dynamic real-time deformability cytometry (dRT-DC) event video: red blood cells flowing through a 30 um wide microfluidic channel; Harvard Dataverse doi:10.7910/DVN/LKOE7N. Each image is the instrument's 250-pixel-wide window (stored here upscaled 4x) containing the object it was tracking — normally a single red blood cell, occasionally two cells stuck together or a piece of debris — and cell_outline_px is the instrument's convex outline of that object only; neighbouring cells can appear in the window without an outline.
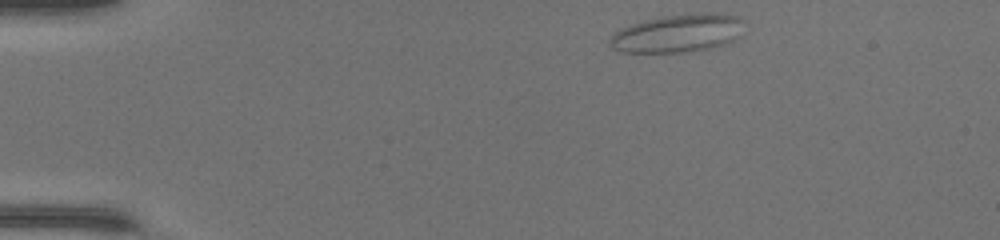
{"species": "common noctule bat (a hibernating species)", "species_latin": "Nyctalus noctula", "temperature_condition": "warm", "stored_images_in_passage": 41, "camera_frame_rate_fps": 3000, "um_per_image_px": 0.085, "animal": {"sex": "female", "body_mass_g": 17.0, "forearm_length_mm": 48.0}, "frame": {"image": 1, "passage_image": 1, "time_ms": 0.0, "image_size_px": [1000, 240], "cell_outline_px": [[744, 20], [740, 36], [728, 44], [692, 52], [620, 52], [612, 48], [608, 44], [608, 40], [612, 32], [620, 28], [644, 20], [664, 16], [704, 12], [712, 12], [740, 16]], "centroid_in_image_um": [57.62, 2.83], "position_along_channel_um": 27.4, "area_um2": 30.4}}
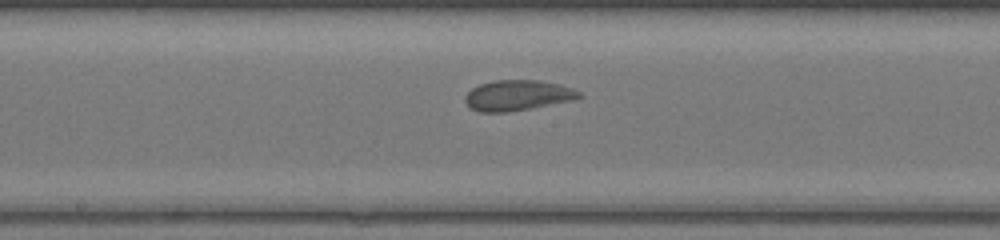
{"frame": {"image": 2, "passage_image": 19, "time_ms": 6.0, "image_size_px": [1000, 240], "cell_outline_px": [[584, 96], [568, 100], [532, 108], [508, 112], [480, 112], [472, 108], [464, 100], [464, 96], [472, 88], [480, 84], [496, 80], [540, 80], [560, 84], [572, 88], [580, 92]], "centroid_in_image_um": [43.98, 8.09], "position_along_channel_um": 204.2, "area_um2": 20.06}}
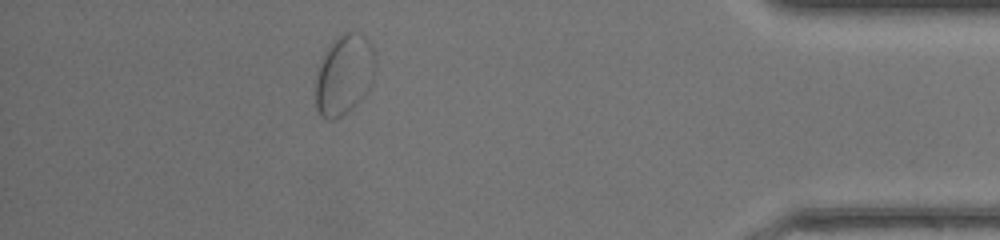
{"frame": {"image": 3, "passage_image": 36, "time_ms": 11.667, "image_size_px": [1000, 240], "cell_outline_px": [[376, 68], [368, 92], [348, 112], [332, 120], [324, 120], [320, 116], [316, 108], [316, 76], [324, 52], [344, 32], [356, 32], [364, 36], [368, 40], [376, 56]], "centroid_in_image_um": [29.27, 6.39], "position_along_channel_um": 405.9, "area_um2": 27.98}}